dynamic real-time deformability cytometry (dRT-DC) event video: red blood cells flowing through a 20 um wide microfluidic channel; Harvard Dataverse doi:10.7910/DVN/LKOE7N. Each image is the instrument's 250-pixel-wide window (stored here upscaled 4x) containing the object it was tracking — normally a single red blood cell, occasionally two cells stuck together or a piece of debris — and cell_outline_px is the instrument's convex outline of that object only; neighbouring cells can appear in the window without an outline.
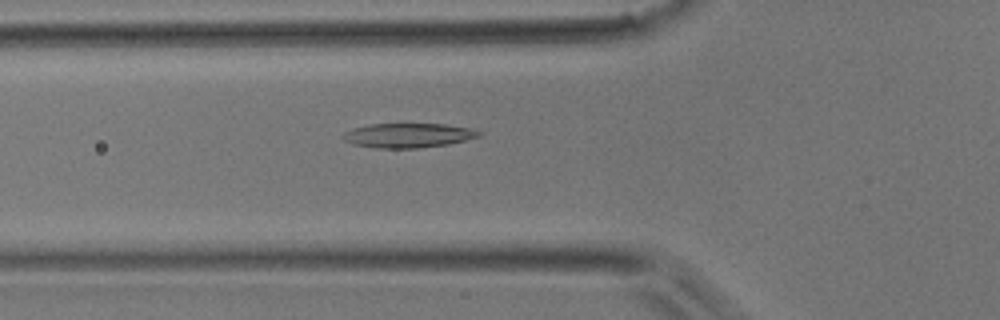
{"species": "common noctule bat (a hibernating species)", "species_latin": "Nyctalus noctula", "temperature_condition": "room temperature", "stored_images_in_passage": 30, "camera_frame_rate_fps": 3000, "um_per_image_px": 0.085, "animal": {"sex": "male", "body_mass_g": 17.9}, "frame": {"image": 1, "passage_image": 4, "time_ms": 1.0, "image_size_px": [1000, 320], "cell_outline_px": [[484, 132], [480, 136], [448, 144], [416, 148], [372, 148], [352, 144], [344, 140], [340, 136], [344, 132], [352, 128], [372, 124], [444, 124], [472, 128]], "centroid_in_image_um": [34.67, 11.51], "position_along_channel_um": 91.1, "area_um2": 19.48}}
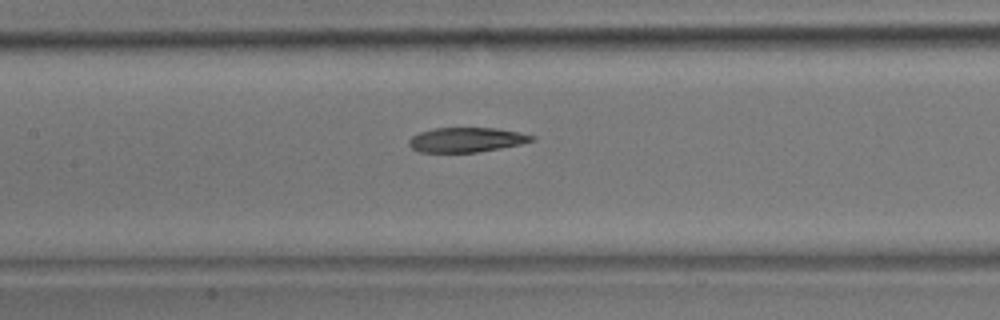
{"frame": {"image": 2, "passage_image": 9, "time_ms": 2.667, "image_size_px": [1000, 320], "cell_outline_px": [[536, 140], [520, 144], [500, 148], [476, 152], [420, 152], [412, 148], [408, 144], [408, 140], [412, 136], [420, 132], [432, 128], [496, 128], [520, 132], [536, 136]], "centroid_in_image_um": [39.66, 11.87], "position_along_channel_um": 167.7, "area_um2": 17.69}}
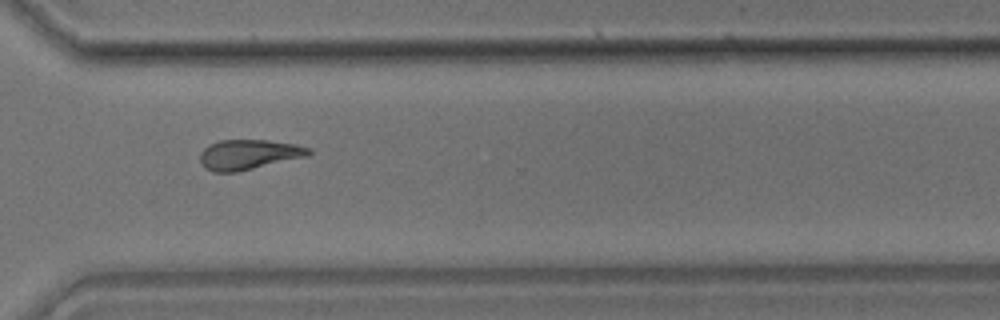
{"frame": {"image": 3, "passage_image": 21, "time_ms": 6.667, "image_size_px": [1000, 320], "cell_outline_px": [[312, 152], [308, 156], [236, 172], [212, 172], [204, 168], [200, 164], [200, 152], [208, 144], [220, 140], [268, 140], [296, 144], [312, 148]], "centroid_in_image_um": [21.12, 13.13], "position_along_channel_um": 349.5, "area_um2": 19.19}}